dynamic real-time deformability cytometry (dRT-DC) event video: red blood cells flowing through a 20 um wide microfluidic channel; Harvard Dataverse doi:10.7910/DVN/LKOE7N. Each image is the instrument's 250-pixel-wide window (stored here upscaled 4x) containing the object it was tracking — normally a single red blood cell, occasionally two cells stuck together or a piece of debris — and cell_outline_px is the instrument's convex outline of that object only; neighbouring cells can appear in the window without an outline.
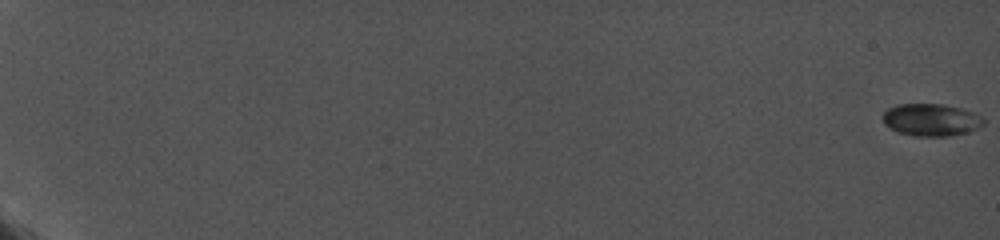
{"species": "common noctule bat (a hibernating species)", "species_latin": "Nyctalus noctula", "temperature_condition": "cold", "stored_images_in_passage": 20, "camera_frame_rate_fps": 5000, "um_per_image_px": 0.085, "animal": {"sex": "female", "body_mass_g": 19.0, "forearm_length_mm": 56.7}, "frame": {"image": 1, "passage_image": 1, "time_ms": 0.0, "image_size_px": [1000, 240], "cell_outline_px": [[984, 124], [968, 132], [948, 136], [916, 136], [896, 132], [884, 124], [884, 112], [888, 108], [896, 104], [944, 104], [960, 108], [972, 112], [984, 120]], "centroid_in_image_um": [79.11, 10.19], "position_along_channel_um": 5.9, "area_um2": 18.84}}
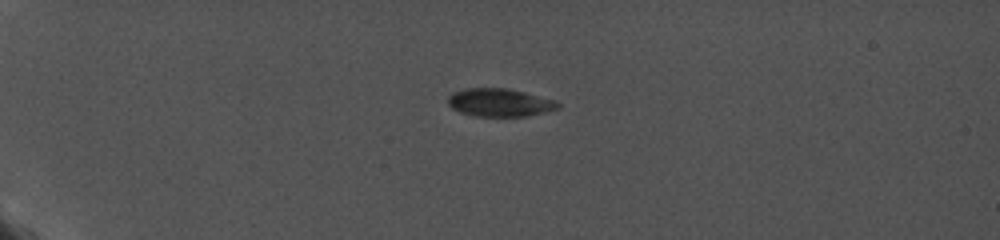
{"frame": {"image": 2, "passage_image": 16, "time_ms": 6.0, "image_size_px": [1000, 240], "cell_outline_px": [[560, 108], [528, 116], [472, 116], [460, 112], [452, 108], [448, 104], [448, 96], [452, 92], [464, 88], [508, 88], [556, 100], [560, 104]], "centroid_in_image_um": [42.46, 8.71], "position_along_channel_um": 42.5, "area_um2": 18.09}}